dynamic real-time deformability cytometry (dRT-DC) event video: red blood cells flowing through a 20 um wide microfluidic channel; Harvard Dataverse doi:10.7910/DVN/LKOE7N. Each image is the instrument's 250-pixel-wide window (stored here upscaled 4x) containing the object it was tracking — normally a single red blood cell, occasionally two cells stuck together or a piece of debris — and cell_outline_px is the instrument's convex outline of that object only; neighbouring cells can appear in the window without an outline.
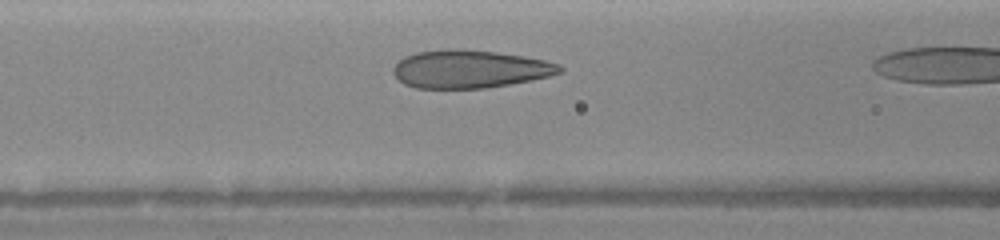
{"species": "human", "species_latin": "Homo sapiens", "temperature_condition": "warm", "stored_images_in_passage": 29, "camera_frame_rate_fps": 3000, "um_per_image_px": 0.085, "donor": {"sex": "female"}, "frame": {"image": 1, "passage_image": 6, "time_ms": 1.333, "image_size_px": [1000, 240], "cell_outline_px": [[564, 72], [548, 76], [508, 84], [484, 88], [416, 88], [404, 84], [392, 72], [392, 68], [404, 56], [416, 52], [448, 48], [460, 48], [496, 52], [524, 56], [544, 60], [560, 64], [564, 68]], "centroid_in_image_um": [39.92, 5.85], "position_along_channel_um": 126.7, "area_um2": 36.88}}
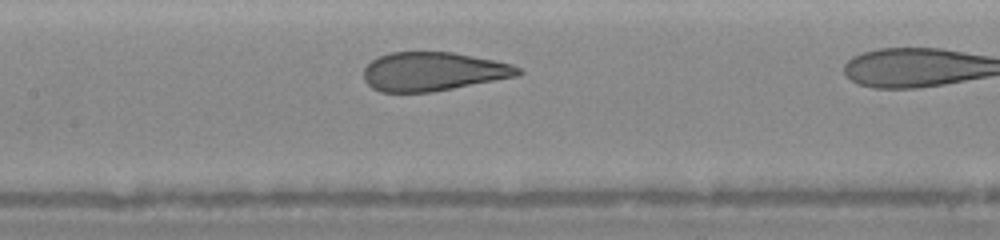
{"frame": {"image": 2, "passage_image": 10, "time_ms": 2.333, "image_size_px": [1000, 240], "cell_outline_px": [[524, 72], [520, 76], [432, 92], [380, 92], [372, 88], [364, 80], [364, 68], [372, 60], [388, 52], [452, 52], [496, 60], [512, 64], [520, 68]], "centroid_in_image_um": [36.85, 6.08], "position_along_channel_um": 170.5, "area_um2": 35.14}}